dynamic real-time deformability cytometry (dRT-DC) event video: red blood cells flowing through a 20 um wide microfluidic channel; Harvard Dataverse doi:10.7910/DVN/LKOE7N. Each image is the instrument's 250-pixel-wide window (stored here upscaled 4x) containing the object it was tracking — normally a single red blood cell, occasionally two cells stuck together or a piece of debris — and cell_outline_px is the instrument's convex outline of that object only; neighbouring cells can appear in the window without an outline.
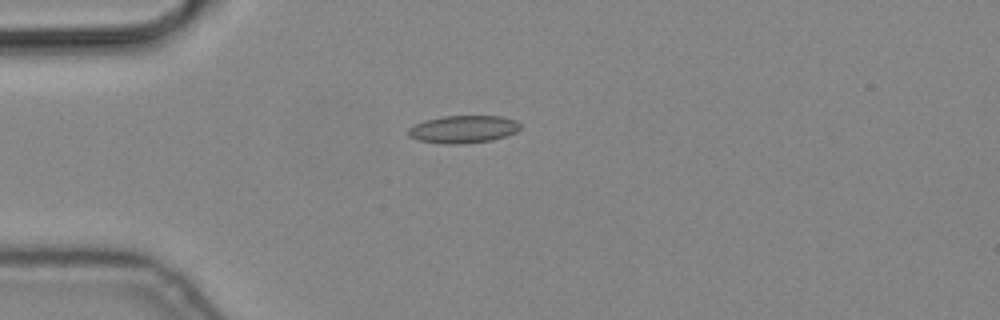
{"species": "common noctule bat (a hibernating species)", "species_latin": "Nyctalus noctula", "temperature_condition": "cold", "stored_images_in_passage": 4, "camera_frame_rate_fps": 3000, "um_per_image_px": 0.085, "animal": {"sex": "male", "body_mass_g": 19.2, "forearm_length_mm": 51.8}, "frame": {"image": 1, "passage_image": 3, "time_ms": 0.667, "image_size_px": [1000, 320], "cell_outline_px": [[520, 128], [516, 132], [492, 140], [460, 144], [444, 144], [416, 140], [408, 136], [408, 128], [424, 120], [444, 116], [500, 116], [516, 120], [520, 124]], "centroid_in_image_um": [39.35, 10.99], "position_along_channel_um": 45.7, "area_um2": 18.03}}